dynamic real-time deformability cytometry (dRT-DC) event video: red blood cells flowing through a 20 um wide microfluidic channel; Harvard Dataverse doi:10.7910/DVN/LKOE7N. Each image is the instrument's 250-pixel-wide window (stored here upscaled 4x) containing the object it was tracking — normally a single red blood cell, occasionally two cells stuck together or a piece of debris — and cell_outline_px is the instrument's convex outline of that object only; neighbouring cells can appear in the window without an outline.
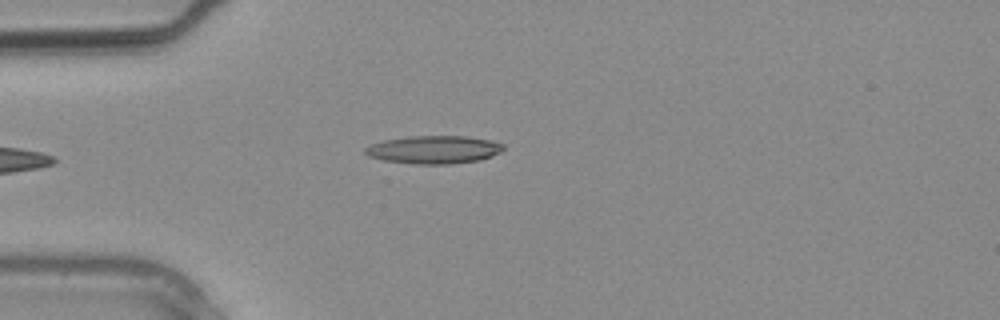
{"species": "common noctule bat (a hibernating species)", "species_latin": "Nyctalus noctula", "temperature_condition": "warm", "stored_images_in_passage": 2, "camera_frame_rate_fps": 3000, "um_per_image_px": 0.085, "animal": {"sex": "male", "body_mass_g": 20.4}, "frame": {"image": 1, "passage_image": 2, "time_ms": 0.333, "image_size_px": [1000, 320], "cell_outline_px": [[504, 148], [500, 152], [492, 156], [480, 160], [452, 164], [412, 164], [384, 160], [368, 156], [364, 152], [364, 148], [372, 144], [384, 140], [408, 136], [464, 136], [488, 140], [504, 144]], "centroid_in_image_um": [36.87, 12.72], "position_along_channel_um": 48.1, "area_um2": 22.54}}